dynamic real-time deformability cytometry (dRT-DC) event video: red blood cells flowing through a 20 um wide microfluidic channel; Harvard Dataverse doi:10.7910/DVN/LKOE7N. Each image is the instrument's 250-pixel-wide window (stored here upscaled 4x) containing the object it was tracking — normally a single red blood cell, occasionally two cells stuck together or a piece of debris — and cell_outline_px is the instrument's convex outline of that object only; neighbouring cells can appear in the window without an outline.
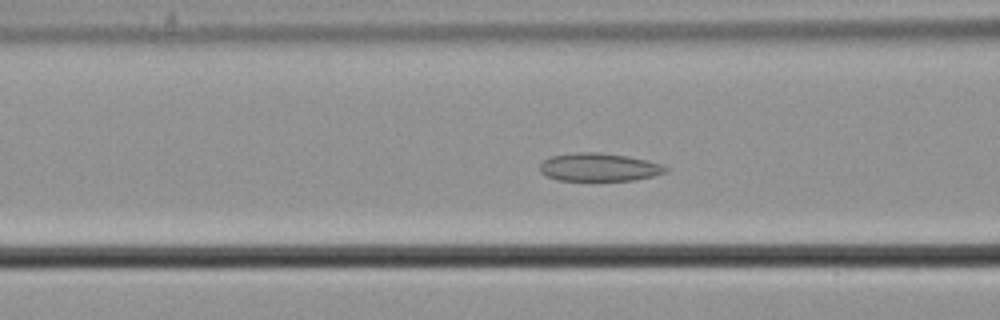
{"species": "common noctule bat (a hibernating species)", "species_latin": "Nyctalus noctula", "temperature_condition": "cold", "stored_images_in_passage": 58, "camera_frame_rate_fps": 3000, "um_per_image_px": 0.085, "animal": {"sex": "male", "body_mass_g": 21.5, "forearm_length_mm": 52.0}, "frame": {"image": 1, "passage_image": 24, "time_ms": 7.667, "image_size_px": [1000, 320], "cell_outline_px": [[668, 172], [636, 180], [556, 180], [540, 172], [540, 164], [544, 160], [552, 156], [576, 152], [596, 152], [628, 156], [660, 164], [668, 168]], "centroid_in_image_um": [50.91, 14.21], "position_along_channel_um": 115.7, "area_um2": 20.4}}
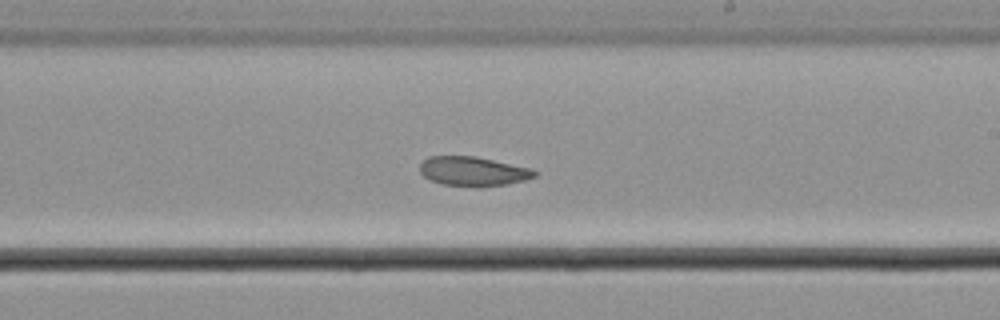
{"frame": {"image": 2, "passage_image": 35, "time_ms": 11.333, "image_size_px": [1000, 320], "cell_outline_px": [[540, 172], [536, 176], [524, 180], [508, 184], [480, 188], [476, 188], [444, 184], [432, 180], [424, 176], [420, 172], [420, 164], [428, 156], [476, 156], [532, 168]], "centroid_in_image_um": [40.26, 14.57], "position_along_channel_um": 248.7, "area_um2": 19.94}}
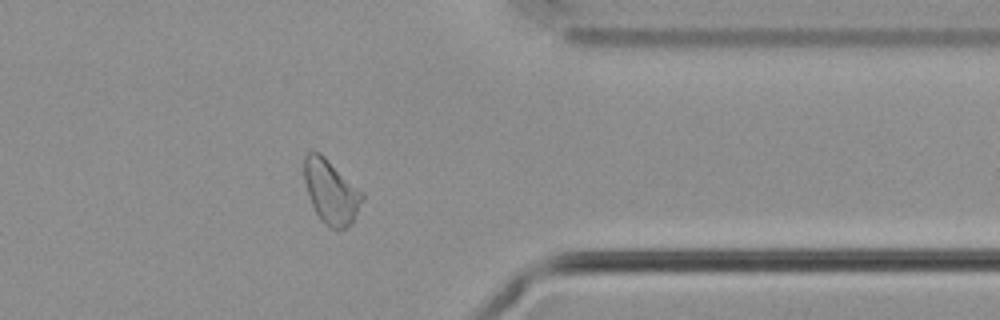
{"frame": {"image": 3, "passage_image": 47, "time_ms": 15.333, "image_size_px": [1000, 320], "cell_outline_px": [[364, 196], [352, 220], [344, 228], [332, 228], [324, 224], [320, 220], [312, 204], [304, 180], [304, 156], [308, 152], [320, 152], [364, 192]], "centroid_in_image_um": [28.12, 16.26], "position_along_channel_um": 383.3, "area_um2": 21.27}, "authors_computed_cell_mechanics": {"area_um2": 22.1085, "velocity_mm_per_s": 3.6314, "shape_relaxation_time_tau1_ms": null, "shape_relaxation_time_tau2_ms": 5.7338, "deformation_change_tau1": null, "deformation_change_tau2": 0.0735}}